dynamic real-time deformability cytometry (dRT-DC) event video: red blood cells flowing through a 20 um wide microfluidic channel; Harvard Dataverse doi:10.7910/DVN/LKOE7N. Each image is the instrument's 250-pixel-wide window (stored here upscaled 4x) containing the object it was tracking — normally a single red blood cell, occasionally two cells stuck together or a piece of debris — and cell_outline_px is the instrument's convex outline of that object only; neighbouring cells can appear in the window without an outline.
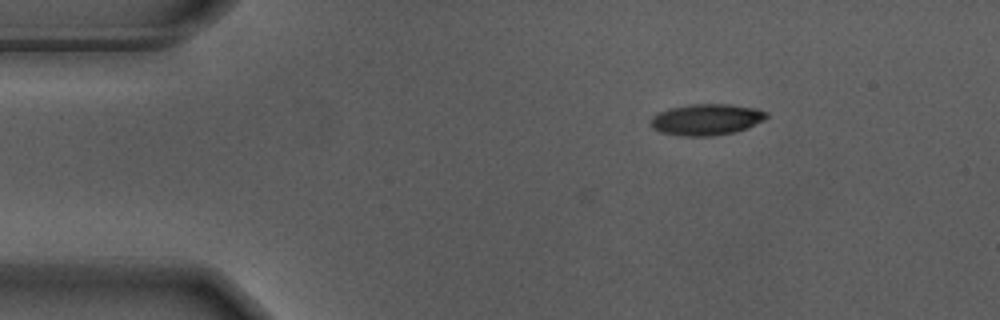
{"species": "Egyptian fruit bat (a non-hibernating species)", "species_latin": "Rousettus aegyptiacus", "temperature_condition": "warm", "stored_images_in_passage": 3, "camera_frame_rate_fps": 3000, "um_per_image_px": 0.085, "animal": {"sex": "male"}, "frame": {"image": 1, "passage_image": 3, "time_ms": 0.667, "image_size_px": [1000, 320], "cell_outline_px": [[768, 116], [764, 120], [748, 128], [732, 132], [708, 136], [684, 136], [664, 132], [652, 128], [652, 116], [656, 112], [668, 108], [688, 104], [728, 104], [756, 108], [768, 112]], "centroid_in_image_um": [60.06, 10.14], "position_along_channel_um": 24.9, "area_um2": 21.04}}